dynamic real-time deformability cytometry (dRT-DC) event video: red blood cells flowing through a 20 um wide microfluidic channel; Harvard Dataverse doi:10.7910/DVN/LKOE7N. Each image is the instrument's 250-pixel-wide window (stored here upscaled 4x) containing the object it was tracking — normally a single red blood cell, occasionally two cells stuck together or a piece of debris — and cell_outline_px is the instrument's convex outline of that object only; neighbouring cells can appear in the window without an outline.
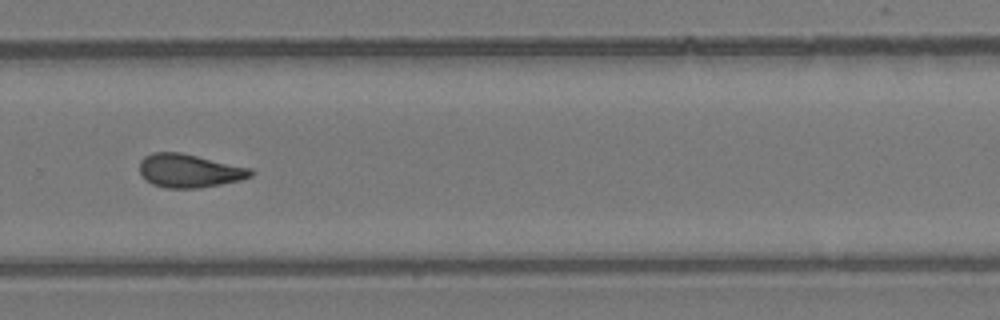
{"species": "common noctule bat (a hibernating species)", "species_latin": "Nyctalus noctula", "temperature_condition": "room temperature", "stored_images_in_passage": 36, "camera_frame_rate_fps": 3000, "um_per_image_px": 0.085, "animal": {"sex": "female", "body_mass_g": 24.6, "forearm_length_mm": 56.2}, "frame": {"image": 1, "passage_image": 26, "time_ms": 8.333, "image_size_px": [1000, 320], "cell_outline_px": [[252, 176], [240, 180], [200, 188], [164, 188], [152, 184], [144, 180], [140, 172], [140, 160], [144, 156], [152, 152], [180, 152], [252, 168]], "centroid_in_image_um": [16.06, 14.51], "position_along_channel_um": 313.7, "area_um2": 21.79}}